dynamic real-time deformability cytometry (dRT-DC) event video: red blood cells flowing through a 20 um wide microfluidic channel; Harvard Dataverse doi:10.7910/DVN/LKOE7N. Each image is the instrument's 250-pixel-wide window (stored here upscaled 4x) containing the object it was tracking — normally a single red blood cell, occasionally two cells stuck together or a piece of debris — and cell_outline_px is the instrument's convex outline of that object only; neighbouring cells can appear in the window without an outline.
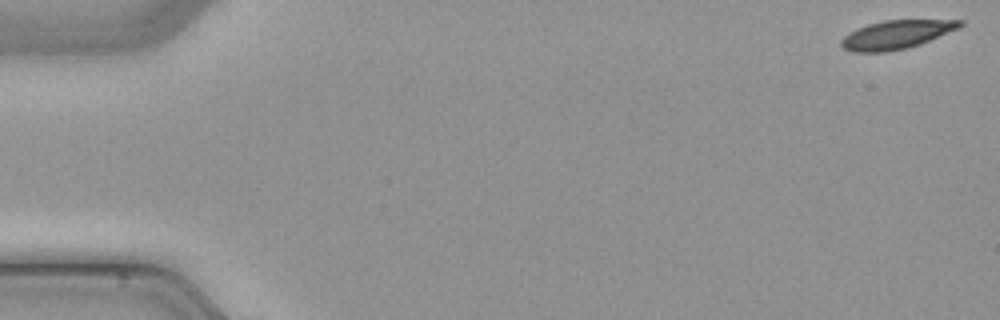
{"species": "common noctule bat (a hibernating species)", "species_latin": "Nyctalus noctula", "temperature_condition": "cold", "stored_images_in_passage": 3, "camera_frame_rate_fps": 3000, "um_per_image_px": 0.085, "animal": {"sex": "male", "body_mass_g": 21.5, "forearm_length_mm": 52.0}, "frame": {"image": 1, "passage_image": 1, "time_ms": 0.0, "image_size_px": [1000, 320], "cell_outline_px": [[964, 24], [960, 28], [920, 44], [908, 48], [888, 52], [852, 52], [844, 48], [840, 44], [840, 40], [848, 32], [856, 28], [868, 24], [884, 20], [964, 20]], "centroid_in_image_um": [76.18, 2.94], "position_along_channel_um": 8.8, "area_um2": 19.94}}